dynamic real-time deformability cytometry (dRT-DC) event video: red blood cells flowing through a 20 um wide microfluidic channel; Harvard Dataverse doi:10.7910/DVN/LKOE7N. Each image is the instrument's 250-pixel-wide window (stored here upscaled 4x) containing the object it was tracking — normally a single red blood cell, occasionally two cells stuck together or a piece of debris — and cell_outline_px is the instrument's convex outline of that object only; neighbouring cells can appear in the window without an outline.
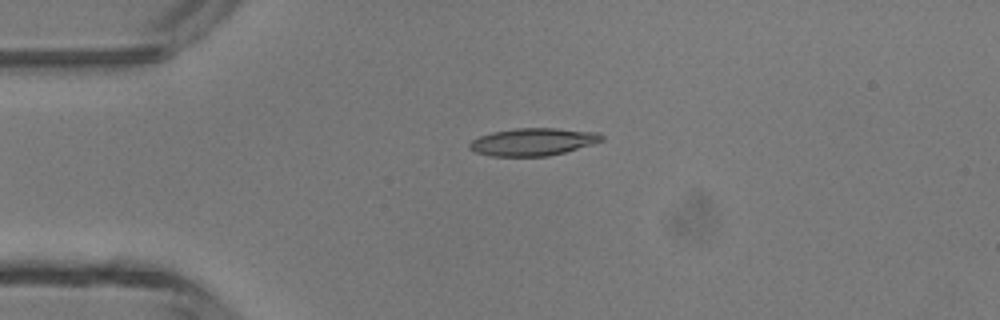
{"species": "common noctule bat (a hibernating species)", "species_latin": "Nyctalus noctula", "temperature_condition": "room temperature", "stored_images_in_passage": 30, "camera_frame_rate_fps": 3000, "um_per_image_px": 0.085, "animal": {"sex": "male", "body_mass_g": 13.3}, "frame": {"image": 1, "passage_image": 1, "time_ms": 0.0, "image_size_px": [1000, 320], "cell_outline_px": [[604, 140], [592, 144], [564, 152], [548, 156], [492, 156], [476, 152], [468, 148], [468, 144], [472, 140], [480, 136], [492, 132], [516, 128], [556, 128], [600, 132], [604, 136]], "centroid_in_image_um": [45.32, 12.05], "position_along_channel_um": 39.7, "area_um2": 21.21}}
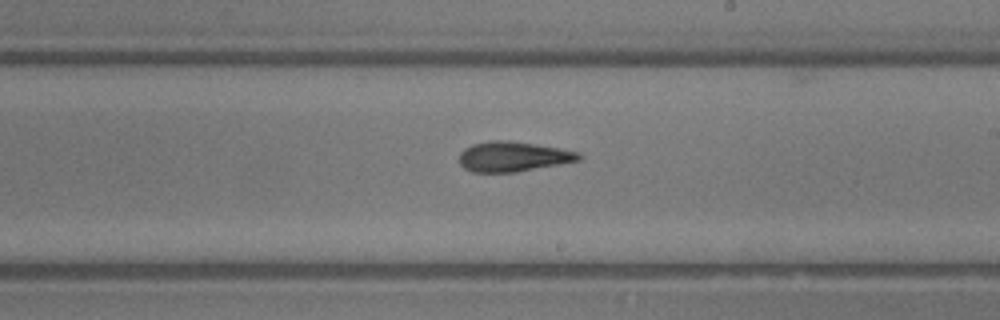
{"frame": {"image": 2, "passage_image": 17, "time_ms": 5.333, "image_size_px": [1000, 320], "cell_outline_px": [[584, 156], [580, 160], [560, 164], [516, 172], [472, 172], [464, 168], [460, 164], [460, 152], [464, 148], [472, 144], [492, 140], [508, 140], [560, 148], [580, 152]], "centroid_in_image_um": [43.62, 13.3], "position_along_channel_um": 245.4, "area_um2": 20.98}}
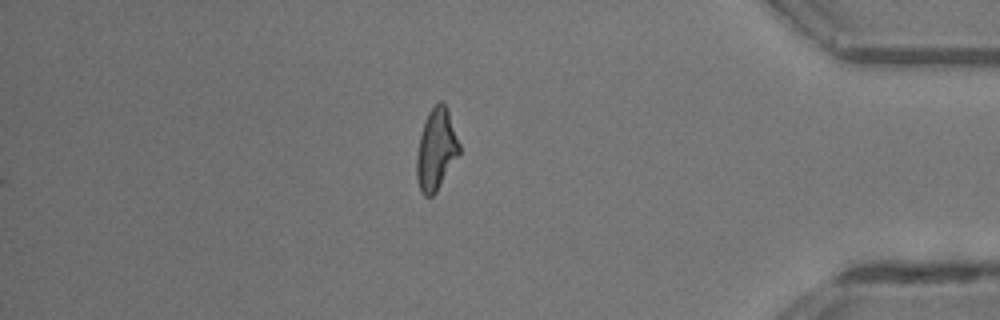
{"frame": {"image": 3, "passage_image": 30, "time_ms": 9.667, "image_size_px": [1000, 320], "cell_outline_px": [[460, 152], [436, 192], [432, 196], [424, 196], [420, 192], [416, 176], [416, 156], [420, 136], [424, 120], [428, 112], [440, 100], [444, 104], [448, 112], [460, 144]], "centroid_in_image_um": [37.05, 12.73], "position_along_channel_um": 398.1, "area_um2": 20.06}, "authors_computed_cell_mechanics": {"area_um2": 20.8658, "velocity_mm_per_s": 4.3848, "shape_relaxation_time_tau1_ms": null, "shape_relaxation_time_tau2_ms": 2.5242, "deformation_change_tau1": null, "deformation_change_tau2": 0.1162}}